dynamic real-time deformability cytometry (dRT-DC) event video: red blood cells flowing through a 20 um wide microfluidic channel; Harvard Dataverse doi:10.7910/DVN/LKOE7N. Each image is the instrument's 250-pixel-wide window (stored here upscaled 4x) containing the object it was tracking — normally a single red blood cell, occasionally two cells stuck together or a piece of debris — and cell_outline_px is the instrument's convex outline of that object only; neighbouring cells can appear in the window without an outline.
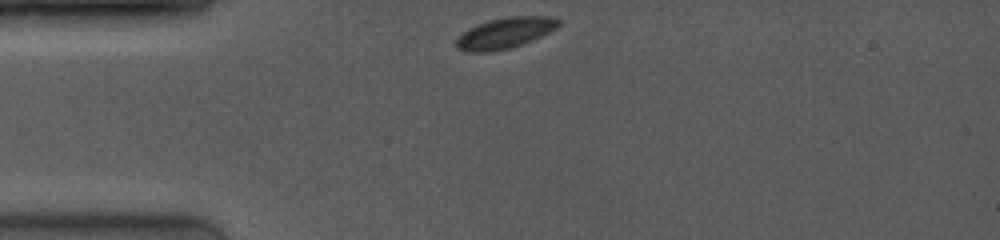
{"species": "common noctule bat (a hibernating species)", "species_latin": "Nyctalus noctula", "temperature_condition": "room temperature", "stored_images_in_passage": 15, "camera_frame_rate_fps": 4000, "um_per_image_px": 0.085, "animal": {"sex": "female", "body_mass_g": 19.0, "forearm_length_mm": 53.3}, "frame": {"image": 1, "passage_image": 1, "time_ms": 0.0, "image_size_px": [1000, 240], "cell_outline_px": [[560, 24], [556, 28], [524, 44], [512, 48], [488, 52], [464, 52], [456, 48], [456, 40], [468, 28], [488, 20], [508, 16], [556, 16], [560, 20]], "centroid_in_image_um": [42.93, 2.8], "position_along_channel_um": 42.1, "area_um2": 18.55}}
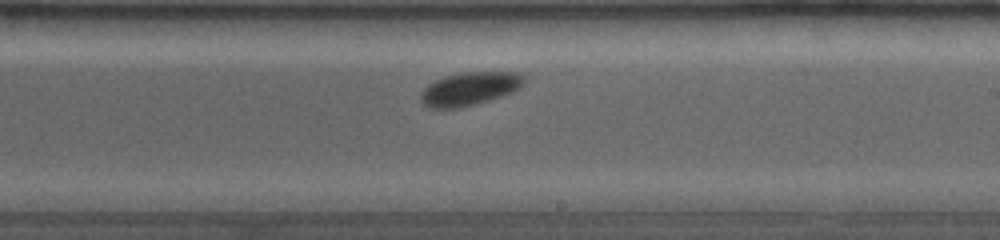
{"frame": {"image": 2, "passage_image": 13, "time_ms": 5.75, "image_size_px": [1000, 240], "cell_outline_px": [[524, 84], [520, 88], [512, 92], [476, 104], [460, 108], [428, 108], [420, 100], [420, 92], [428, 84], [444, 76], [460, 72], [520, 72], [524, 76]], "centroid_in_image_um": [39.9, 7.54], "position_along_channel_um": 249.1, "area_um2": 20.17}}
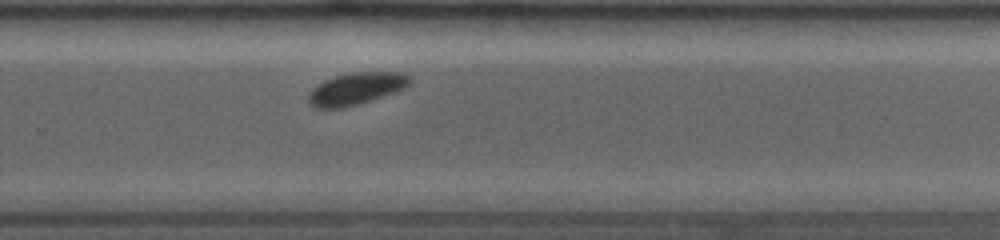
{"frame": {"image": 3, "passage_image": 15, "time_ms": 7.0, "image_size_px": [1000, 240], "cell_outline_px": [[412, 84], [396, 92], [360, 104], [344, 108], [316, 108], [308, 104], [308, 92], [312, 88], [324, 80], [336, 76], [352, 72], [404, 72], [412, 76]], "centroid_in_image_um": [30.3, 7.54], "position_along_channel_um": 299.5, "area_um2": 19.36}}